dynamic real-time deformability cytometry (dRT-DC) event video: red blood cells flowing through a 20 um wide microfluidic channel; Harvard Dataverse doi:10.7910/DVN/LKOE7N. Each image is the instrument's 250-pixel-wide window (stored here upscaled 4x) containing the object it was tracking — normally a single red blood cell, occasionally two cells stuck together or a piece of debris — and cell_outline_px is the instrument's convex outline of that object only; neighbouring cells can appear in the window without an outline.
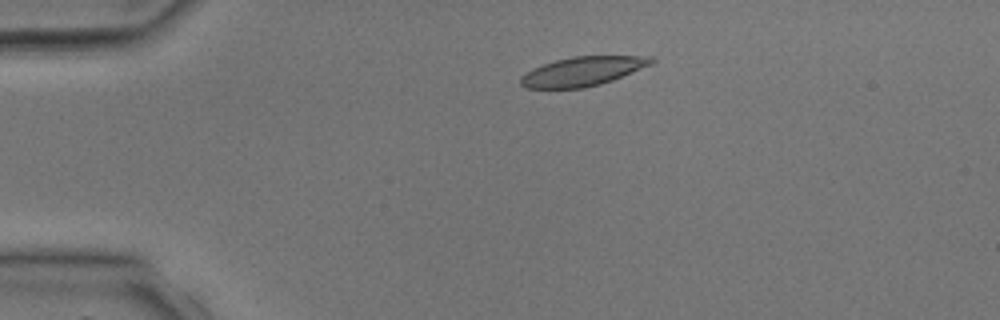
{"species": "common noctule bat (a hibernating species)", "species_latin": "Nyctalus noctula", "temperature_condition": "room temperature", "stored_images_in_passage": 3, "camera_frame_rate_fps": 3000, "um_per_image_px": 0.085, "animal": {"sex": "male", "body_mass_g": 17.9, "forearm_length_mm": 54.2}, "frame": {"image": 1, "passage_image": 1, "time_ms": 0.0, "image_size_px": [1000, 320], "cell_outline_px": [[656, 60], [652, 64], [612, 80], [600, 84], [584, 88], [524, 88], [520, 84], [520, 76], [532, 68], [556, 60], [572, 56], [652, 56]], "centroid_in_image_um": [49.51, 6.06], "position_along_channel_um": 35.5, "area_um2": 22.2}}